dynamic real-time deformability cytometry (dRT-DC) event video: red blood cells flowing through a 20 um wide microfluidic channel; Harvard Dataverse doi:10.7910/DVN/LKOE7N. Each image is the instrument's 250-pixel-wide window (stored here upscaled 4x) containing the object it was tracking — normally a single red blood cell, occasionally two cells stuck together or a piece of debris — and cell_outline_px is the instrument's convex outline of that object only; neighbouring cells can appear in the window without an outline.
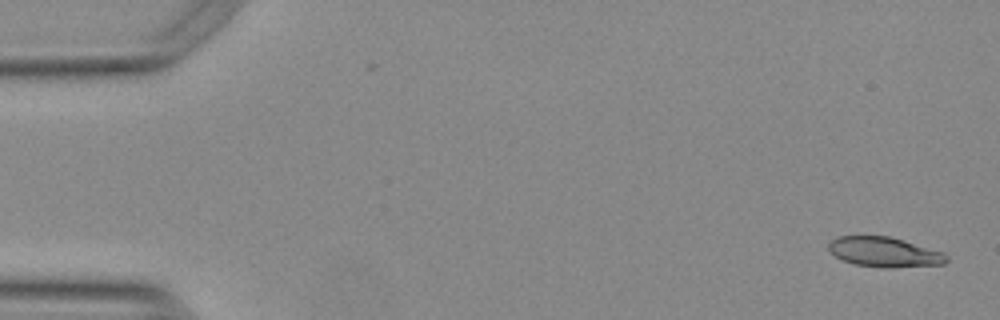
{"species": "Egyptian fruit bat (a non-hibernating species)", "species_latin": "Rousettus aegyptiacus", "temperature_condition": "warm", "stored_images_in_passage": 8, "camera_frame_rate_fps": 3000, "um_per_image_px": 0.085, "animal": {"sex": "female"}, "frame": {"image": 1, "passage_image": 1, "time_ms": 0.0, "image_size_px": [1000, 320], "cell_outline_px": [[948, 260], [944, 264], [888, 268], [880, 268], [856, 264], [844, 260], [836, 256], [828, 248], [828, 244], [836, 236], [888, 236], [944, 252], [948, 256]], "centroid_in_image_um": [75.19, 21.43], "position_along_channel_um": 9.8, "area_um2": 20.4}}